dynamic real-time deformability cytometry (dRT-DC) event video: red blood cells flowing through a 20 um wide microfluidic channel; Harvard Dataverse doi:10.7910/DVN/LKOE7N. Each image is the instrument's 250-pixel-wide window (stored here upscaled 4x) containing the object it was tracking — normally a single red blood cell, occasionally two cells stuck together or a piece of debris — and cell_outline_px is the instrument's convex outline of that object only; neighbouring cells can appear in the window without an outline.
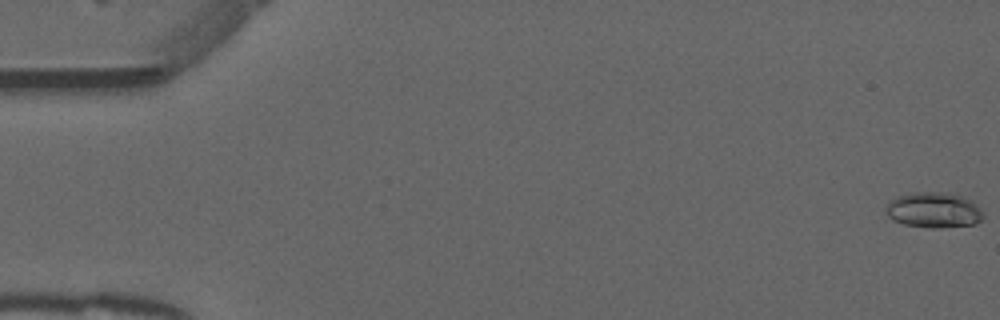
{"species": "common noctule bat (a hibernating species)", "species_latin": "Nyctalus noctula", "temperature_condition": "warm", "stored_images_in_passage": 20, "camera_frame_rate_fps": 3000, "um_per_image_px": 0.085, "animal": {"sex": "male", "forearm_length_mm": 52.5}, "frame": {"image": 1, "passage_image": 1, "time_ms": 0.0, "image_size_px": [1000, 320], "cell_outline_px": [[984, 216], [976, 224], [940, 228], [904, 224], [892, 220], [884, 212], [884, 208], [892, 200], [900, 196], [912, 192], [948, 192], [972, 200], [984, 212]], "centroid_in_image_um": [79.39, 17.85], "position_along_channel_um": 5.6, "area_um2": 20.17}}
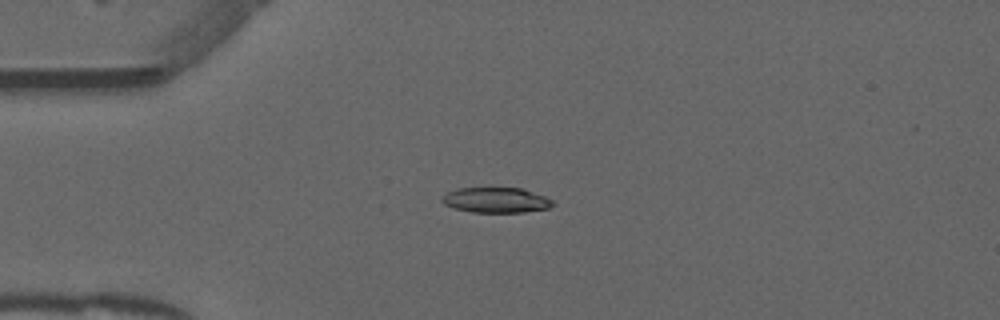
{"frame": {"image": 2, "passage_image": 14, "time_ms": 4.333, "image_size_px": [1000, 320], "cell_outline_px": [[556, 204], [548, 208], [524, 212], [472, 212], [452, 208], [444, 204], [440, 200], [440, 196], [456, 188], [520, 188], [544, 196], [552, 200]], "centroid_in_image_um": [42.11, 17.01], "position_along_channel_um": 42.9, "area_um2": 16.36}}